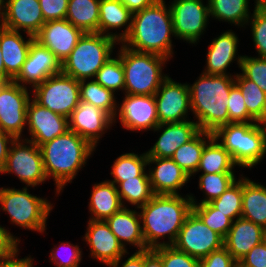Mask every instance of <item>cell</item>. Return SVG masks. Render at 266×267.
<instances>
[{
  "label": "cell",
  "mask_w": 266,
  "mask_h": 267,
  "mask_svg": "<svg viewBox=\"0 0 266 267\" xmlns=\"http://www.w3.org/2000/svg\"><path fill=\"white\" fill-rule=\"evenodd\" d=\"M143 236L146 246L153 249L173 245L187 215L192 211L191 198L171 194H155L145 205L140 206ZM168 241H161V239Z\"/></svg>",
  "instance_id": "cell-1"
},
{
  "label": "cell",
  "mask_w": 266,
  "mask_h": 267,
  "mask_svg": "<svg viewBox=\"0 0 266 267\" xmlns=\"http://www.w3.org/2000/svg\"><path fill=\"white\" fill-rule=\"evenodd\" d=\"M175 37L172 15L165 0H156L132 16L131 30L121 42L138 52L154 53L171 59L172 37Z\"/></svg>",
  "instance_id": "cell-2"
},
{
  "label": "cell",
  "mask_w": 266,
  "mask_h": 267,
  "mask_svg": "<svg viewBox=\"0 0 266 267\" xmlns=\"http://www.w3.org/2000/svg\"><path fill=\"white\" fill-rule=\"evenodd\" d=\"M95 149L71 130L40 146L46 176L55 182L57 195L72 183Z\"/></svg>",
  "instance_id": "cell-3"
},
{
  "label": "cell",
  "mask_w": 266,
  "mask_h": 267,
  "mask_svg": "<svg viewBox=\"0 0 266 267\" xmlns=\"http://www.w3.org/2000/svg\"><path fill=\"white\" fill-rule=\"evenodd\" d=\"M235 84L234 75H208L201 73L190 85L191 112L201 131L214 133L229 124L228 98ZM197 120V121H196Z\"/></svg>",
  "instance_id": "cell-4"
},
{
  "label": "cell",
  "mask_w": 266,
  "mask_h": 267,
  "mask_svg": "<svg viewBox=\"0 0 266 267\" xmlns=\"http://www.w3.org/2000/svg\"><path fill=\"white\" fill-rule=\"evenodd\" d=\"M213 136L231 154L239 168H254L266 156V124L261 122L229 123Z\"/></svg>",
  "instance_id": "cell-5"
},
{
  "label": "cell",
  "mask_w": 266,
  "mask_h": 267,
  "mask_svg": "<svg viewBox=\"0 0 266 267\" xmlns=\"http://www.w3.org/2000/svg\"><path fill=\"white\" fill-rule=\"evenodd\" d=\"M117 51L124 68V94L154 95L168 76L163 73L165 63L169 61L164 56L134 51L122 43Z\"/></svg>",
  "instance_id": "cell-6"
},
{
  "label": "cell",
  "mask_w": 266,
  "mask_h": 267,
  "mask_svg": "<svg viewBox=\"0 0 266 267\" xmlns=\"http://www.w3.org/2000/svg\"><path fill=\"white\" fill-rule=\"evenodd\" d=\"M117 42L98 32H85L62 61L61 72L77 81L94 79L97 71L112 57Z\"/></svg>",
  "instance_id": "cell-7"
},
{
  "label": "cell",
  "mask_w": 266,
  "mask_h": 267,
  "mask_svg": "<svg viewBox=\"0 0 266 267\" xmlns=\"http://www.w3.org/2000/svg\"><path fill=\"white\" fill-rule=\"evenodd\" d=\"M28 189L0 187V209L9 214L11 224L44 234L53 203L30 194Z\"/></svg>",
  "instance_id": "cell-8"
},
{
  "label": "cell",
  "mask_w": 266,
  "mask_h": 267,
  "mask_svg": "<svg viewBox=\"0 0 266 267\" xmlns=\"http://www.w3.org/2000/svg\"><path fill=\"white\" fill-rule=\"evenodd\" d=\"M32 91L31 97L38 104L68 119L80 103L79 81L62 72L48 77Z\"/></svg>",
  "instance_id": "cell-9"
},
{
  "label": "cell",
  "mask_w": 266,
  "mask_h": 267,
  "mask_svg": "<svg viewBox=\"0 0 266 267\" xmlns=\"http://www.w3.org/2000/svg\"><path fill=\"white\" fill-rule=\"evenodd\" d=\"M15 174L26 187H37L48 180L40 147L32 141L17 138L9 148L7 161L0 174Z\"/></svg>",
  "instance_id": "cell-10"
},
{
  "label": "cell",
  "mask_w": 266,
  "mask_h": 267,
  "mask_svg": "<svg viewBox=\"0 0 266 267\" xmlns=\"http://www.w3.org/2000/svg\"><path fill=\"white\" fill-rule=\"evenodd\" d=\"M203 0H173L169 4L175 39L196 45L208 26L209 2ZM198 41V42H197Z\"/></svg>",
  "instance_id": "cell-11"
},
{
  "label": "cell",
  "mask_w": 266,
  "mask_h": 267,
  "mask_svg": "<svg viewBox=\"0 0 266 267\" xmlns=\"http://www.w3.org/2000/svg\"><path fill=\"white\" fill-rule=\"evenodd\" d=\"M173 246L199 260L224 246V238L211 230L191 211L184 220Z\"/></svg>",
  "instance_id": "cell-12"
},
{
  "label": "cell",
  "mask_w": 266,
  "mask_h": 267,
  "mask_svg": "<svg viewBox=\"0 0 266 267\" xmlns=\"http://www.w3.org/2000/svg\"><path fill=\"white\" fill-rule=\"evenodd\" d=\"M28 90L14 81L0 90V130L15 139L23 138L27 126V105L31 99Z\"/></svg>",
  "instance_id": "cell-13"
},
{
  "label": "cell",
  "mask_w": 266,
  "mask_h": 267,
  "mask_svg": "<svg viewBox=\"0 0 266 267\" xmlns=\"http://www.w3.org/2000/svg\"><path fill=\"white\" fill-rule=\"evenodd\" d=\"M159 124L179 123L189 120L191 110L188 83H179L167 76L154 94Z\"/></svg>",
  "instance_id": "cell-14"
},
{
  "label": "cell",
  "mask_w": 266,
  "mask_h": 267,
  "mask_svg": "<svg viewBox=\"0 0 266 267\" xmlns=\"http://www.w3.org/2000/svg\"><path fill=\"white\" fill-rule=\"evenodd\" d=\"M124 95L113 123L119 119L124 129L133 132L154 130L159 125L154 95Z\"/></svg>",
  "instance_id": "cell-15"
},
{
  "label": "cell",
  "mask_w": 266,
  "mask_h": 267,
  "mask_svg": "<svg viewBox=\"0 0 266 267\" xmlns=\"http://www.w3.org/2000/svg\"><path fill=\"white\" fill-rule=\"evenodd\" d=\"M26 120L31 138L24 139L39 147L69 130L68 118L41 106L32 97L27 105Z\"/></svg>",
  "instance_id": "cell-16"
},
{
  "label": "cell",
  "mask_w": 266,
  "mask_h": 267,
  "mask_svg": "<svg viewBox=\"0 0 266 267\" xmlns=\"http://www.w3.org/2000/svg\"><path fill=\"white\" fill-rule=\"evenodd\" d=\"M60 72V60L48 48L34 40L20 73L13 81L22 87L34 88L48 77Z\"/></svg>",
  "instance_id": "cell-17"
},
{
  "label": "cell",
  "mask_w": 266,
  "mask_h": 267,
  "mask_svg": "<svg viewBox=\"0 0 266 267\" xmlns=\"http://www.w3.org/2000/svg\"><path fill=\"white\" fill-rule=\"evenodd\" d=\"M112 125L113 118L108 113L85 101H80L69 118V130L83 137L95 148Z\"/></svg>",
  "instance_id": "cell-18"
},
{
  "label": "cell",
  "mask_w": 266,
  "mask_h": 267,
  "mask_svg": "<svg viewBox=\"0 0 266 267\" xmlns=\"http://www.w3.org/2000/svg\"><path fill=\"white\" fill-rule=\"evenodd\" d=\"M87 222L83 240L89 246V257L107 266L130 253L119 243L106 221L88 219Z\"/></svg>",
  "instance_id": "cell-19"
},
{
  "label": "cell",
  "mask_w": 266,
  "mask_h": 267,
  "mask_svg": "<svg viewBox=\"0 0 266 267\" xmlns=\"http://www.w3.org/2000/svg\"><path fill=\"white\" fill-rule=\"evenodd\" d=\"M83 33L66 19H59L45 22L34 39L48 48L62 63Z\"/></svg>",
  "instance_id": "cell-20"
},
{
  "label": "cell",
  "mask_w": 266,
  "mask_h": 267,
  "mask_svg": "<svg viewBox=\"0 0 266 267\" xmlns=\"http://www.w3.org/2000/svg\"><path fill=\"white\" fill-rule=\"evenodd\" d=\"M44 23L39 0H6L2 27L34 37Z\"/></svg>",
  "instance_id": "cell-21"
},
{
  "label": "cell",
  "mask_w": 266,
  "mask_h": 267,
  "mask_svg": "<svg viewBox=\"0 0 266 267\" xmlns=\"http://www.w3.org/2000/svg\"><path fill=\"white\" fill-rule=\"evenodd\" d=\"M153 131L160 132L154 145L146 151L147 157L171 158L175 151L192 140L201 130L194 120L159 124Z\"/></svg>",
  "instance_id": "cell-22"
},
{
  "label": "cell",
  "mask_w": 266,
  "mask_h": 267,
  "mask_svg": "<svg viewBox=\"0 0 266 267\" xmlns=\"http://www.w3.org/2000/svg\"><path fill=\"white\" fill-rule=\"evenodd\" d=\"M238 44L239 38L232 30H227L214 38L208 45L206 67L202 73L208 75H232L227 72L230 64L236 61L238 68H240L243 57V55L237 54Z\"/></svg>",
  "instance_id": "cell-23"
},
{
  "label": "cell",
  "mask_w": 266,
  "mask_h": 267,
  "mask_svg": "<svg viewBox=\"0 0 266 267\" xmlns=\"http://www.w3.org/2000/svg\"><path fill=\"white\" fill-rule=\"evenodd\" d=\"M147 166L154 194L178 195L180 189L190 181V177L172 158L148 157Z\"/></svg>",
  "instance_id": "cell-24"
},
{
  "label": "cell",
  "mask_w": 266,
  "mask_h": 267,
  "mask_svg": "<svg viewBox=\"0 0 266 267\" xmlns=\"http://www.w3.org/2000/svg\"><path fill=\"white\" fill-rule=\"evenodd\" d=\"M25 39L21 32L9 30L0 25V51L6 74L12 81L20 73L31 43L35 40L27 33Z\"/></svg>",
  "instance_id": "cell-25"
},
{
  "label": "cell",
  "mask_w": 266,
  "mask_h": 267,
  "mask_svg": "<svg viewBox=\"0 0 266 267\" xmlns=\"http://www.w3.org/2000/svg\"><path fill=\"white\" fill-rule=\"evenodd\" d=\"M105 221L125 250L128 243L137 248L136 251L149 249L143 236L139 211L137 212L136 209L122 207Z\"/></svg>",
  "instance_id": "cell-26"
},
{
  "label": "cell",
  "mask_w": 266,
  "mask_h": 267,
  "mask_svg": "<svg viewBox=\"0 0 266 267\" xmlns=\"http://www.w3.org/2000/svg\"><path fill=\"white\" fill-rule=\"evenodd\" d=\"M266 230L252 221L237 218L224 238V247L238 262L254 246L264 241Z\"/></svg>",
  "instance_id": "cell-27"
},
{
  "label": "cell",
  "mask_w": 266,
  "mask_h": 267,
  "mask_svg": "<svg viewBox=\"0 0 266 267\" xmlns=\"http://www.w3.org/2000/svg\"><path fill=\"white\" fill-rule=\"evenodd\" d=\"M133 13L120 0H100L98 33L121 43L130 33ZM125 26V27H124ZM124 28L122 32L111 30Z\"/></svg>",
  "instance_id": "cell-28"
},
{
  "label": "cell",
  "mask_w": 266,
  "mask_h": 267,
  "mask_svg": "<svg viewBox=\"0 0 266 267\" xmlns=\"http://www.w3.org/2000/svg\"><path fill=\"white\" fill-rule=\"evenodd\" d=\"M88 207L91 220L105 221L111 217L123 207L117 186L108 179L93 184Z\"/></svg>",
  "instance_id": "cell-29"
},
{
  "label": "cell",
  "mask_w": 266,
  "mask_h": 267,
  "mask_svg": "<svg viewBox=\"0 0 266 267\" xmlns=\"http://www.w3.org/2000/svg\"><path fill=\"white\" fill-rule=\"evenodd\" d=\"M242 218L266 230V186L242 174Z\"/></svg>",
  "instance_id": "cell-30"
},
{
  "label": "cell",
  "mask_w": 266,
  "mask_h": 267,
  "mask_svg": "<svg viewBox=\"0 0 266 267\" xmlns=\"http://www.w3.org/2000/svg\"><path fill=\"white\" fill-rule=\"evenodd\" d=\"M238 166L231 154L213 136L204 147L197 172L208 173H234Z\"/></svg>",
  "instance_id": "cell-31"
},
{
  "label": "cell",
  "mask_w": 266,
  "mask_h": 267,
  "mask_svg": "<svg viewBox=\"0 0 266 267\" xmlns=\"http://www.w3.org/2000/svg\"><path fill=\"white\" fill-rule=\"evenodd\" d=\"M100 0H68L66 20L85 32H98Z\"/></svg>",
  "instance_id": "cell-32"
},
{
  "label": "cell",
  "mask_w": 266,
  "mask_h": 267,
  "mask_svg": "<svg viewBox=\"0 0 266 267\" xmlns=\"http://www.w3.org/2000/svg\"><path fill=\"white\" fill-rule=\"evenodd\" d=\"M212 137L213 133L200 131L188 143L182 144L171 157L190 178L196 174L205 144Z\"/></svg>",
  "instance_id": "cell-33"
},
{
  "label": "cell",
  "mask_w": 266,
  "mask_h": 267,
  "mask_svg": "<svg viewBox=\"0 0 266 267\" xmlns=\"http://www.w3.org/2000/svg\"><path fill=\"white\" fill-rule=\"evenodd\" d=\"M250 0H208L210 16L218 21L245 27L251 14Z\"/></svg>",
  "instance_id": "cell-34"
},
{
  "label": "cell",
  "mask_w": 266,
  "mask_h": 267,
  "mask_svg": "<svg viewBox=\"0 0 266 267\" xmlns=\"http://www.w3.org/2000/svg\"><path fill=\"white\" fill-rule=\"evenodd\" d=\"M147 162L146 152L139 155L134 152L121 154L111 166L110 175H112L113 179L108 181L118 186L127 179H135L137 176H149L146 169Z\"/></svg>",
  "instance_id": "cell-35"
},
{
  "label": "cell",
  "mask_w": 266,
  "mask_h": 267,
  "mask_svg": "<svg viewBox=\"0 0 266 267\" xmlns=\"http://www.w3.org/2000/svg\"><path fill=\"white\" fill-rule=\"evenodd\" d=\"M80 101H85L108 113L112 118L117 112L115 93L106 89L94 79L79 81Z\"/></svg>",
  "instance_id": "cell-36"
},
{
  "label": "cell",
  "mask_w": 266,
  "mask_h": 267,
  "mask_svg": "<svg viewBox=\"0 0 266 267\" xmlns=\"http://www.w3.org/2000/svg\"><path fill=\"white\" fill-rule=\"evenodd\" d=\"M235 84L242 92L248 113L257 122L266 124V93L242 73L235 74Z\"/></svg>",
  "instance_id": "cell-37"
},
{
  "label": "cell",
  "mask_w": 266,
  "mask_h": 267,
  "mask_svg": "<svg viewBox=\"0 0 266 267\" xmlns=\"http://www.w3.org/2000/svg\"><path fill=\"white\" fill-rule=\"evenodd\" d=\"M117 190L123 207H126L125 203L127 202L135 208H139L155 195L149 176H137L135 179L122 181L117 186Z\"/></svg>",
  "instance_id": "cell-38"
},
{
  "label": "cell",
  "mask_w": 266,
  "mask_h": 267,
  "mask_svg": "<svg viewBox=\"0 0 266 267\" xmlns=\"http://www.w3.org/2000/svg\"><path fill=\"white\" fill-rule=\"evenodd\" d=\"M236 180L235 173H201L198 180V188L203 191L205 198L200 200L199 203L195 196L190 193L191 203L204 204L211 202L224 193Z\"/></svg>",
  "instance_id": "cell-39"
},
{
  "label": "cell",
  "mask_w": 266,
  "mask_h": 267,
  "mask_svg": "<svg viewBox=\"0 0 266 267\" xmlns=\"http://www.w3.org/2000/svg\"><path fill=\"white\" fill-rule=\"evenodd\" d=\"M216 209L232 221L242 215V175L222 193L210 202Z\"/></svg>",
  "instance_id": "cell-40"
},
{
  "label": "cell",
  "mask_w": 266,
  "mask_h": 267,
  "mask_svg": "<svg viewBox=\"0 0 266 267\" xmlns=\"http://www.w3.org/2000/svg\"><path fill=\"white\" fill-rule=\"evenodd\" d=\"M94 80L115 94L118 90L124 93V68L120 56L117 54L116 57H110L97 71Z\"/></svg>",
  "instance_id": "cell-41"
},
{
  "label": "cell",
  "mask_w": 266,
  "mask_h": 267,
  "mask_svg": "<svg viewBox=\"0 0 266 267\" xmlns=\"http://www.w3.org/2000/svg\"><path fill=\"white\" fill-rule=\"evenodd\" d=\"M192 211L211 230L215 231L223 238L226 237L232 226V220L216 209L210 202L204 204H192Z\"/></svg>",
  "instance_id": "cell-42"
},
{
  "label": "cell",
  "mask_w": 266,
  "mask_h": 267,
  "mask_svg": "<svg viewBox=\"0 0 266 267\" xmlns=\"http://www.w3.org/2000/svg\"><path fill=\"white\" fill-rule=\"evenodd\" d=\"M252 11L246 26L251 25L252 41L258 57L266 58V7L260 3V0H255Z\"/></svg>",
  "instance_id": "cell-43"
},
{
  "label": "cell",
  "mask_w": 266,
  "mask_h": 267,
  "mask_svg": "<svg viewBox=\"0 0 266 267\" xmlns=\"http://www.w3.org/2000/svg\"><path fill=\"white\" fill-rule=\"evenodd\" d=\"M161 257L163 267H200V260L185 252L177 250L173 245L153 248Z\"/></svg>",
  "instance_id": "cell-44"
},
{
  "label": "cell",
  "mask_w": 266,
  "mask_h": 267,
  "mask_svg": "<svg viewBox=\"0 0 266 267\" xmlns=\"http://www.w3.org/2000/svg\"><path fill=\"white\" fill-rule=\"evenodd\" d=\"M241 73L266 93V58L243 55Z\"/></svg>",
  "instance_id": "cell-45"
},
{
  "label": "cell",
  "mask_w": 266,
  "mask_h": 267,
  "mask_svg": "<svg viewBox=\"0 0 266 267\" xmlns=\"http://www.w3.org/2000/svg\"><path fill=\"white\" fill-rule=\"evenodd\" d=\"M229 123H248L257 122L247 111L244 97L240 88L234 84L228 98Z\"/></svg>",
  "instance_id": "cell-46"
},
{
  "label": "cell",
  "mask_w": 266,
  "mask_h": 267,
  "mask_svg": "<svg viewBox=\"0 0 266 267\" xmlns=\"http://www.w3.org/2000/svg\"><path fill=\"white\" fill-rule=\"evenodd\" d=\"M62 247L64 248H67L69 250H66V251H69L68 252V255L66 257V255L64 254V256L62 255L63 254V249ZM82 248L79 247V245H75V244H71L69 242H61L60 245H57L54 246L53 249H50L51 253H50V261L52 263H54V265L56 267H79L80 265V262L82 260ZM63 251V252H62ZM62 253V254H61ZM66 253V252H64ZM66 257V258H65Z\"/></svg>",
  "instance_id": "cell-47"
},
{
  "label": "cell",
  "mask_w": 266,
  "mask_h": 267,
  "mask_svg": "<svg viewBox=\"0 0 266 267\" xmlns=\"http://www.w3.org/2000/svg\"><path fill=\"white\" fill-rule=\"evenodd\" d=\"M200 267H238V262L223 246L200 259Z\"/></svg>",
  "instance_id": "cell-48"
},
{
  "label": "cell",
  "mask_w": 266,
  "mask_h": 267,
  "mask_svg": "<svg viewBox=\"0 0 266 267\" xmlns=\"http://www.w3.org/2000/svg\"><path fill=\"white\" fill-rule=\"evenodd\" d=\"M45 22L65 19L68 0H39Z\"/></svg>",
  "instance_id": "cell-49"
},
{
  "label": "cell",
  "mask_w": 266,
  "mask_h": 267,
  "mask_svg": "<svg viewBox=\"0 0 266 267\" xmlns=\"http://www.w3.org/2000/svg\"><path fill=\"white\" fill-rule=\"evenodd\" d=\"M238 267H266V242L254 246L238 261Z\"/></svg>",
  "instance_id": "cell-50"
},
{
  "label": "cell",
  "mask_w": 266,
  "mask_h": 267,
  "mask_svg": "<svg viewBox=\"0 0 266 267\" xmlns=\"http://www.w3.org/2000/svg\"><path fill=\"white\" fill-rule=\"evenodd\" d=\"M20 244V238L15 237L9 230L0 225V260L13 256Z\"/></svg>",
  "instance_id": "cell-51"
},
{
  "label": "cell",
  "mask_w": 266,
  "mask_h": 267,
  "mask_svg": "<svg viewBox=\"0 0 266 267\" xmlns=\"http://www.w3.org/2000/svg\"><path fill=\"white\" fill-rule=\"evenodd\" d=\"M125 256H121L117 261L107 265L108 267H144V251H136L125 262L122 259ZM122 264V266H119Z\"/></svg>",
  "instance_id": "cell-52"
},
{
  "label": "cell",
  "mask_w": 266,
  "mask_h": 267,
  "mask_svg": "<svg viewBox=\"0 0 266 267\" xmlns=\"http://www.w3.org/2000/svg\"><path fill=\"white\" fill-rule=\"evenodd\" d=\"M18 253L19 251L7 259L0 260V267H33L34 259L31 256L20 259Z\"/></svg>",
  "instance_id": "cell-53"
},
{
  "label": "cell",
  "mask_w": 266,
  "mask_h": 267,
  "mask_svg": "<svg viewBox=\"0 0 266 267\" xmlns=\"http://www.w3.org/2000/svg\"><path fill=\"white\" fill-rule=\"evenodd\" d=\"M14 140L15 138L12 135L0 130V172L6 164L8 151Z\"/></svg>",
  "instance_id": "cell-54"
},
{
  "label": "cell",
  "mask_w": 266,
  "mask_h": 267,
  "mask_svg": "<svg viewBox=\"0 0 266 267\" xmlns=\"http://www.w3.org/2000/svg\"><path fill=\"white\" fill-rule=\"evenodd\" d=\"M133 14L150 6L156 0H120Z\"/></svg>",
  "instance_id": "cell-55"
},
{
  "label": "cell",
  "mask_w": 266,
  "mask_h": 267,
  "mask_svg": "<svg viewBox=\"0 0 266 267\" xmlns=\"http://www.w3.org/2000/svg\"><path fill=\"white\" fill-rule=\"evenodd\" d=\"M144 267H163L161 257L153 249L144 251Z\"/></svg>",
  "instance_id": "cell-56"
},
{
  "label": "cell",
  "mask_w": 266,
  "mask_h": 267,
  "mask_svg": "<svg viewBox=\"0 0 266 267\" xmlns=\"http://www.w3.org/2000/svg\"><path fill=\"white\" fill-rule=\"evenodd\" d=\"M0 78H9L6 74L5 67H4V62L2 59V53L0 51Z\"/></svg>",
  "instance_id": "cell-57"
},
{
  "label": "cell",
  "mask_w": 266,
  "mask_h": 267,
  "mask_svg": "<svg viewBox=\"0 0 266 267\" xmlns=\"http://www.w3.org/2000/svg\"><path fill=\"white\" fill-rule=\"evenodd\" d=\"M6 0H0V24L5 14Z\"/></svg>",
  "instance_id": "cell-58"
},
{
  "label": "cell",
  "mask_w": 266,
  "mask_h": 267,
  "mask_svg": "<svg viewBox=\"0 0 266 267\" xmlns=\"http://www.w3.org/2000/svg\"><path fill=\"white\" fill-rule=\"evenodd\" d=\"M10 81V78H0V90H2Z\"/></svg>",
  "instance_id": "cell-59"
},
{
  "label": "cell",
  "mask_w": 266,
  "mask_h": 267,
  "mask_svg": "<svg viewBox=\"0 0 266 267\" xmlns=\"http://www.w3.org/2000/svg\"><path fill=\"white\" fill-rule=\"evenodd\" d=\"M260 3L266 7V0H260Z\"/></svg>",
  "instance_id": "cell-60"
}]
</instances>
